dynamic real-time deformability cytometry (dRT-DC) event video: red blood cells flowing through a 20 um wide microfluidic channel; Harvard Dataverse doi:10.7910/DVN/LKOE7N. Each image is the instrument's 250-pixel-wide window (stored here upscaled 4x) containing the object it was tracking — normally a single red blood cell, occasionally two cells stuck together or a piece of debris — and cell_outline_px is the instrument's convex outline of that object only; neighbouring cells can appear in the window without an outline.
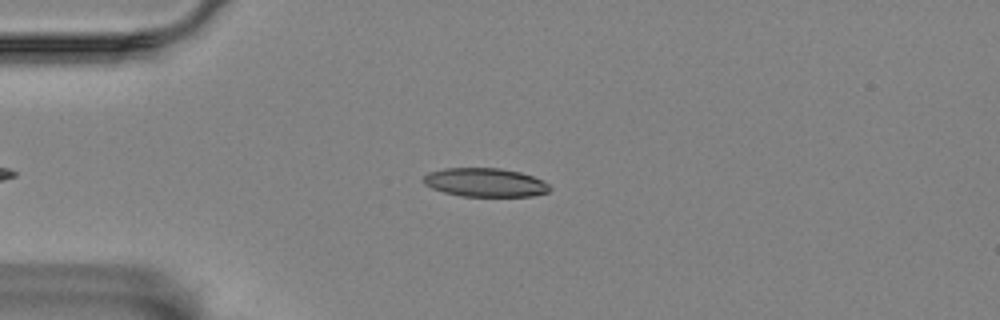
{"species": "Egyptian fruit bat (a non-hibernating species)", "species_latin": "Rousettus aegyptiacus", "temperature_condition": "room temperature", "stored_images_in_passage": 46, "camera_frame_rate_fps": 3000, "um_per_image_px": 0.085, "animal": {"sex": "female"}, "frame": {"image": 1, "passage_image": 7, "time_ms": 2.0, "image_size_px": [1000, 320], "cell_outline_px": [[552, 188], [548, 192], [532, 196], [460, 196], [444, 192], [432, 188], [424, 184], [420, 180], [428, 172], [444, 168], [500, 168], [520, 172], [532, 176], [548, 184]], "centroid_in_image_um": [41.2, 15.5], "position_along_channel_um": 43.8, "area_um2": 21.15}}
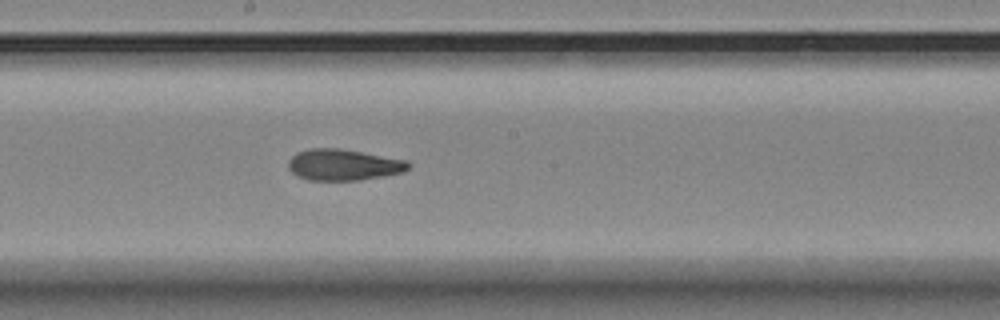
{"frame": {"image": 2, "passage_image": 24, "time_ms": 7.667, "image_size_px": [1000, 320], "cell_outline_px": [[412, 164], [404, 172], [384, 176], [360, 180], [308, 180], [296, 176], [288, 168], [288, 160], [296, 152], [312, 148], [340, 148], [408, 160]], "centroid_in_image_um": [29.2, 14.0], "position_along_channel_um": 219.0, "area_um2": 22.08}}
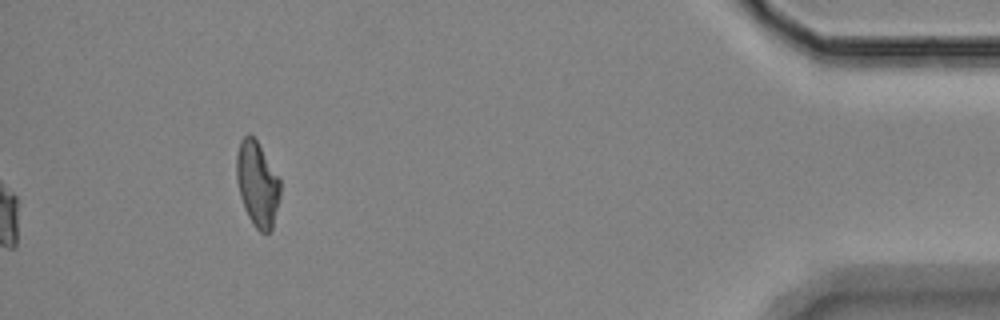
{"frame": {"image": 3, "passage_image": 46, "time_ms": 15.0, "image_size_px": [1000, 320], "cell_outline_px": [[280, 196], [272, 228], [268, 232], [260, 232], [252, 224], [244, 208], [240, 196], [236, 180], [236, 156], [240, 140], [248, 132], [256, 140], [280, 180]], "centroid_in_image_um": [21.85, 15.64], "position_along_channel_um": 413.4, "area_um2": 21.5}, "authors_computed_cell_mechanics": {"area_um2": 22.1374, "velocity_mm_per_s": 3.451, "shape_relaxation_time_tau1_ms": 6.5409, "shape_relaxation_time_tau2_ms": 2.8008, "deformation_change_tau1": 0.1709, "deformation_change_tau2": 0.0926}}